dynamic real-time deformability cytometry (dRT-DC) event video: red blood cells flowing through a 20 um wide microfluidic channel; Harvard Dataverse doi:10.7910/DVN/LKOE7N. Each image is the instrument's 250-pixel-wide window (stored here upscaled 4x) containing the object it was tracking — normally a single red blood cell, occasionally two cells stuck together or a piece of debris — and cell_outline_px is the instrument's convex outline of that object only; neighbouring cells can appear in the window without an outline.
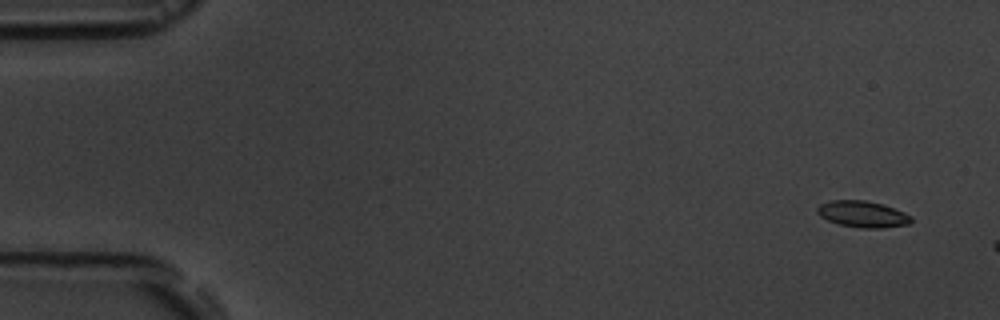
{"species": "common noctule bat (a hibernating species)", "species_latin": "Nyctalus noctula", "temperature_condition": "room temperature", "stored_images_in_passage": 3, "camera_frame_rate_fps": 3000, "um_per_image_px": 0.085, "animal": {"sex": "male", "body_mass_g": 19.5, "forearm_length_mm": 54.6}, "frame": {"image": 1, "passage_image": 1, "time_ms": 0.0, "image_size_px": [1000, 320], "cell_outline_px": [[912, 220], [908, 224], [884, 228], [860, 228], [840, 224], [828, 220], [820, 216], [816, 212], [816, 208], [820, 204], [832, 200], [864, 200], [884, 204], [904, 212], [912, 216]], "centroid_in_image_um": [73.33, 18.2], "position_along_channel_um": 11.7, "area_um2": 14.51}}